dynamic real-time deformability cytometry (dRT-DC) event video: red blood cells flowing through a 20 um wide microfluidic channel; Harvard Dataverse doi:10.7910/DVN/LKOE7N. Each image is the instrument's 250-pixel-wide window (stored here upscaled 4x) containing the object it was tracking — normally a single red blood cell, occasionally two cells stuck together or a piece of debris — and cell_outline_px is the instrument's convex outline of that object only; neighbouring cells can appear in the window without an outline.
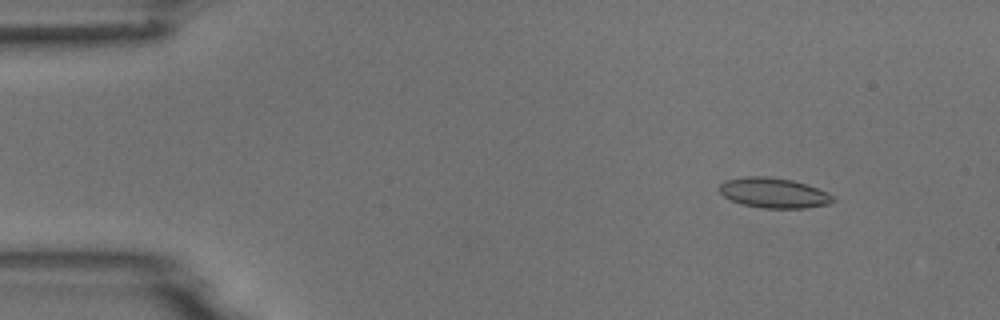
{"species": "common noctule bat (a hibernating species)", "species_latin": "Nyctalus noctula", "temperature_condition": "room temperature", "stored_images_in_passage": 53, "camera_frame_rate_fps": 3000, "um_per_image_px": 0.085, "animal": {"sex": "male", "body_mass_g": 18.8}, "frame": {"image": 1, "passage_image": 6, "time_ms": 1.667, "image_size_px": [1000, 320], "cell_outline_px": [[836, 200], [828, 204], [804, 208], [760, 208], [740, 204], [724, 196], [720, 192], [720, 184], [724, 180], [744, 176], [768, 176], [792, 180], [828, 192]], "centroid_in_image_um": [65.74, 16.39], "position_along_channel_um": 19.3, "area_um2": 19.94}}
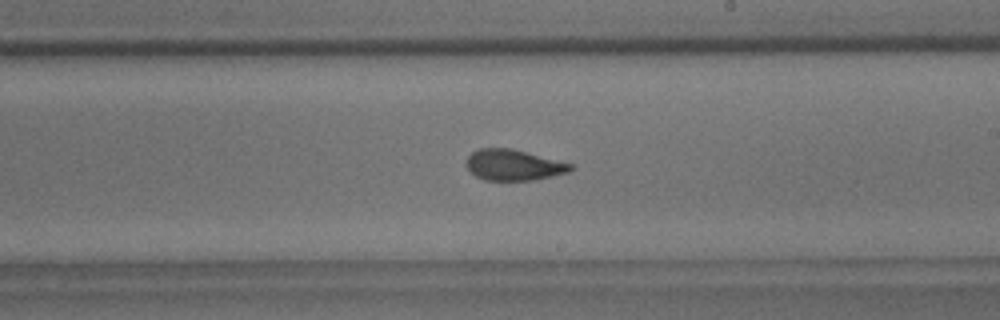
{"frame": {"image": 2, "passage_image": 31, "time_ms": 10.0, "image_size_px": [1000, 320], "cell_outline_px": [[576, 168], [568, 172], [552, 176], [532, 180], [484, 180], [476, 176], [468, 168], [468, 156], [472, 152], [480, 148], [512, 148], [572, 164]], "centroid_in_image_um": [43.68, 14.02], "position_along_channel_um": 245.3, "area_um2": 18.55}}
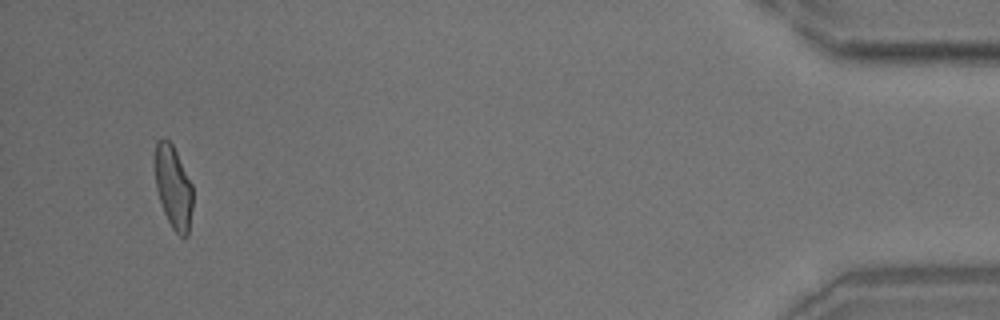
{"frame": {"image": 3, "passage_image": 51, "time_ms": 16.667, "image_size_px": [1000, 320], "cell_outline_px": [[192, 208], [188, 236], [180, 236], [172, 228], [164, 212], [156, 188], [156, 144], [164, 136], [172, 144], [192, 184]], "centroid_in_image_um": [14.75, 15.94], "position_along_channel_um": 420.4, "area_um2": 17.86}, "authors_computed_cell_mechanics": {"area_um2": 19.3052, "velocity_mm_per_s": 3.7657, "shape_relaxation_time_tau1_ms": 5.731, "shape_relaxation_time_tau2_ms": 1.8079, "deformation_change_tau1": 0.1522, "deformation_change_tau2": 0.0729}}